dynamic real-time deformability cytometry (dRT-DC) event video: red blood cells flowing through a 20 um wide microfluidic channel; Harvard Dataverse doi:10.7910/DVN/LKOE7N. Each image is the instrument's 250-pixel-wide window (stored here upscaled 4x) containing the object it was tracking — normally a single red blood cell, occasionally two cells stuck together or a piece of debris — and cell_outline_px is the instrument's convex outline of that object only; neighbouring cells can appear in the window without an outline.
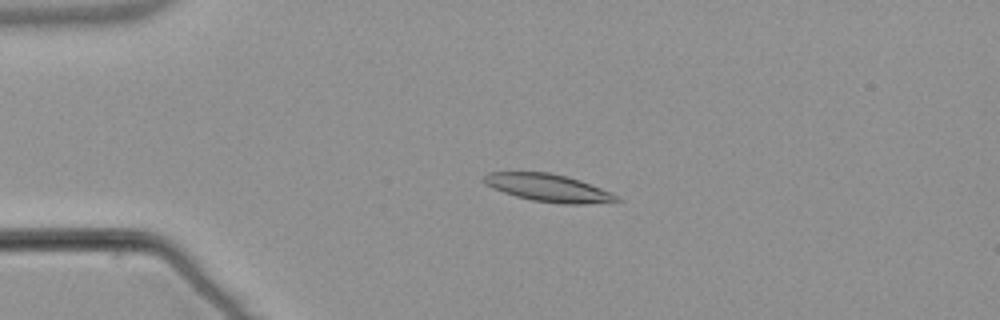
{"species": "common noctule bat (a hibernating species)", "species_latin": "Nyctalus noctula", "temperature_condition": "warm", "stored_images_in_passage": 18, "camera_frame_rate_fps": 3000, "um_per_image_px": 0.085, "animal": {"sex": "male", "body_mass_g": 21.5, "forearm_length_mm": 52.0}, "frame": {"image": 1, "passage_image": 13, "time_ms": 4.0, "image_size_px": [1000, 320], "cell_outline_px": [[624, 200], [584, 204], [564, 204], [532, 200], [516, 196], [492, 188], [484, 184], [480, 180], [488, 172], [548, 172], [580, 180], [612, 192], [620, 196]], "centroid_in_image_um": [46.6, 15.97], "position_along_channel_um": 38.4, "area_um2": 21.39}}